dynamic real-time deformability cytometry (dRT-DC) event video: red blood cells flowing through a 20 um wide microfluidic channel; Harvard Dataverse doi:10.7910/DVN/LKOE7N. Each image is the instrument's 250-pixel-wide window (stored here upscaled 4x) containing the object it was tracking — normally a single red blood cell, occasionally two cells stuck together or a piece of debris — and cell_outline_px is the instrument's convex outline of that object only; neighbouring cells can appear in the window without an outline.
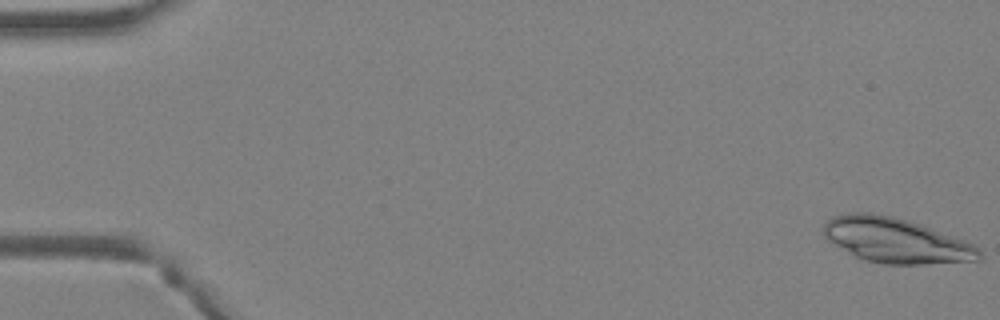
{"species": "Egyptian fruit bat (a non-hibernating species)", "species_latin": "Rousettus aegyptiacus", "temperature_condition": "warm", "stored_images_in_passage": 46, "segment_of_instrument_passage": [1, 2], "camera_frame_rate_fps": 3000, "um_per_image_px": 0.085, "animal": {"sex": "female"}, "frame": {"image": 1, "passage_image": 1, "time_ms": 0.0, "image_size_px": [1000, 320], "cell_outline_px": [[984, 256], [980, 260], [924, 264], [884, 264], [864, 260], [856, 256], [828, 240], [824, 236], [824, 224], [828, 220], [836, 216], [852, 212], [868, 212], [892, 216], [964, 240], [980, 248]], "centroid_in_image_um": [76.17, 20.45], "position_along_channel_um": 8.8, "area_um2": 40.11}}